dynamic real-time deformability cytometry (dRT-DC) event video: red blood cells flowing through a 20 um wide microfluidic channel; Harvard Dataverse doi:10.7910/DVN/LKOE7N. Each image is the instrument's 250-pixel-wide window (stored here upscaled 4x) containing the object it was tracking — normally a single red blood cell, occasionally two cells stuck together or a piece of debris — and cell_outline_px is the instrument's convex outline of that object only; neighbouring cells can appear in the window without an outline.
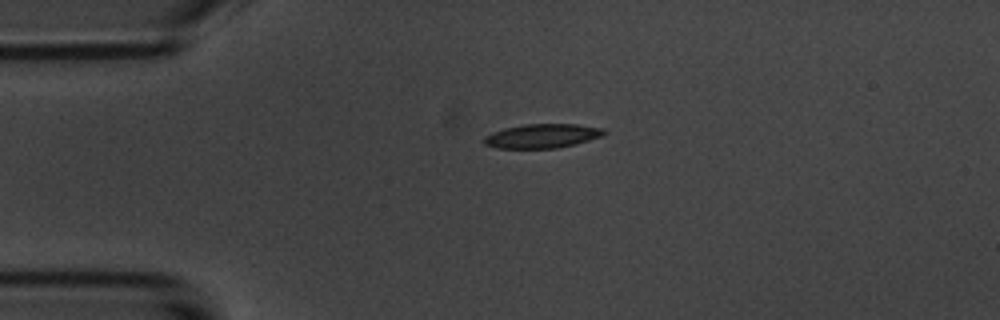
{"species": "common noctule bat (a hibernating species)", "species_latin": "Nyctalus noctula", "temperature_condition": "room temperature", "stored_images_in_passage": 14, "camera_frame_rate_fps": 3000, "um_per_image_px": 0.085, "animal": {"sex": "male", "body_mass_g": 20.1, "forearm_length_mm": 53.5}, "frame": {"image": 1, "passage_image": 3, "time_ms": 3.0, "image_size_px": [1000, 320], "cell_outline_px": [[608, 132], [604, 136], [576, 144], [556, 148], [496, 148], [484, 144], [484, 136], [492, 132], [504, 128], [524, 124], [576, 124], [604, 128]], "centroid_in_image_um": [46.13, 11.55], "position_along_channel_um": 38.9, "area_um2": 17.05}}
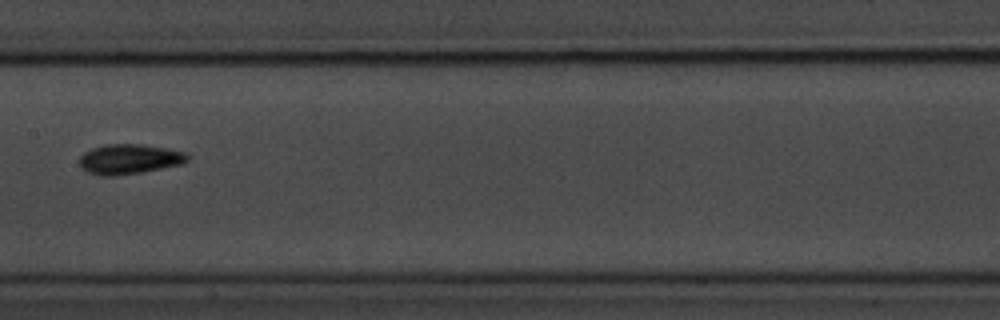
{"frame": {"image": 2, "passage_image": 7, "time_ms": 8.0, "image_size_px": [1000, 320], "cell_outline_px": [[188, 160], [180, 164], [140, 172], [116, 176], [100, 176], [88, 172], [80, 168], [80, 156], [84, 152], [92, 148], [108, 144], [140, 144], [164, 148], [184, 152], [188, 156]], "centroid_in_image_um": [10.93, 13.53], "position_along_channel_um": 196.5, "area_um2": 18.61}}
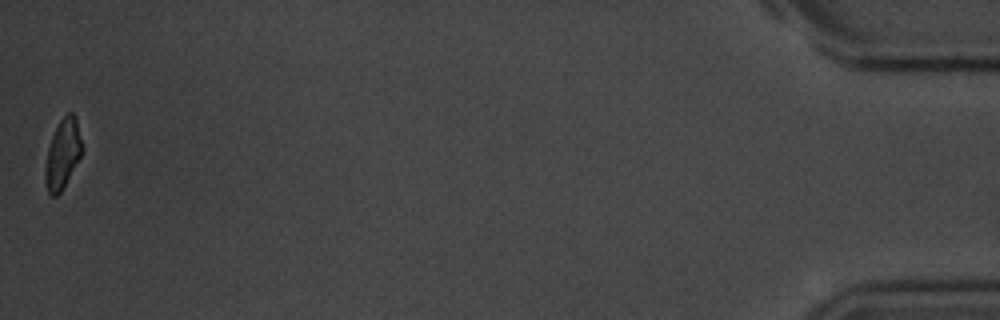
{"frame": {"image": 3, "passage_image": 14, "time_ms": 17.0, "image_size_px": [1000, 320], "cell_outline_px": [[84, 148], [80, 156], [60, 192], [56, 196], [52, 196], [48, 192], [44, 176], [44, 172], [48, 148], [52, 136], [60, 120], [68, 112], [72, 112], [76, 116]], "centroid_in_image_um": [5.34, 13.04], "position_along_channel_um": 429.9, "area_um2": 14.74}, "authors_computed_cell_mechanics": {"area_um2": 16.6753, "velocity_mm_per_s": 3.6523, "shape_relaxation_time_tau1_ms": 1.3014, "shape_relaxation_time_tau2_ms": null, "deformation_change_tau1": 0.0771, "deformation_change_tau2": null}}